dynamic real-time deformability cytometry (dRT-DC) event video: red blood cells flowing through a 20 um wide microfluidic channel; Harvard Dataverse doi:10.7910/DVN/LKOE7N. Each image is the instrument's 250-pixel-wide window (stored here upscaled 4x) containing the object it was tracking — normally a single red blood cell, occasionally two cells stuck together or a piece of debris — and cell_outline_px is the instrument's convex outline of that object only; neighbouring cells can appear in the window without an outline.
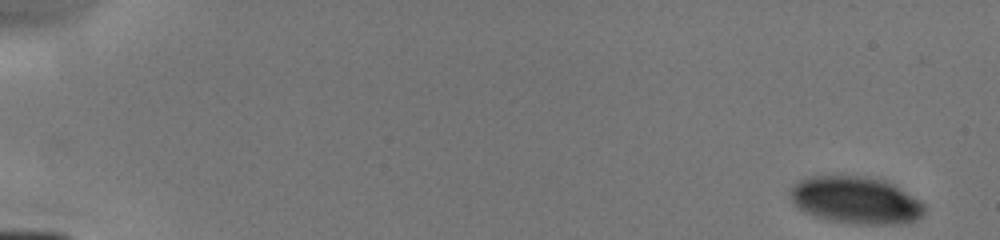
{"species": "human", "species_latin": "Homo sapiens", "temperature_condition": "cold", "stored_images_in_passage": 12, "camera_frame_rate_fps": 3000, "um_per_image_px": 0.085, "donor": {"sex": "male"}, "frame": {"image": 1, "passage_image": 1, "time_ms": 0.0, "image_size_px": [1000, 240], "cell_outline_px": [[924, 212], [916, 220], [888, 224], [856, 224], [828, 220], [804, 212], [792, 200], [788, 192], [796, 180], [808, 176], [864, 176], [888, 180], [920, 200], [924, 204]], "centroid_in_image_um": [72.72, 16.99], "position_along_channel_um": 12.3, "area_um2": 37.05}}
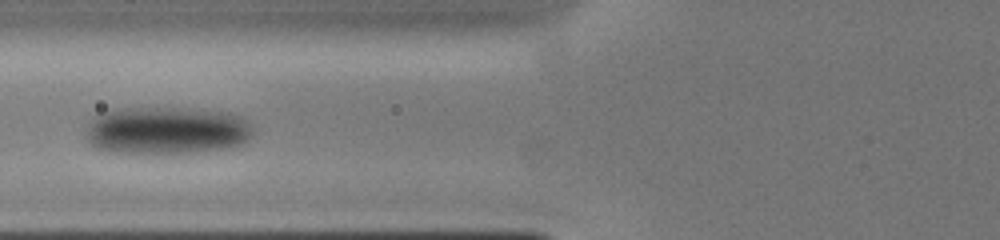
{"frame": {"image": 2, "passage_image": 8, "time_ms": 6.333, "image_size_px": [1000, 240], "cell_outline_px": [[252, 136], [244, 144], [224, 148], [188, 152], [112, 152], [96, 148], [88, 140], [88, 124], [96, 116], [104, 112], [116, 108], [188, 108], [228, 112], [240, 116], [248, 120], [252, 124]], "centroid_in_image_um": [14.22, 11.06], "position_along_channel_um": 111.6, "area_um2": 46.07}}
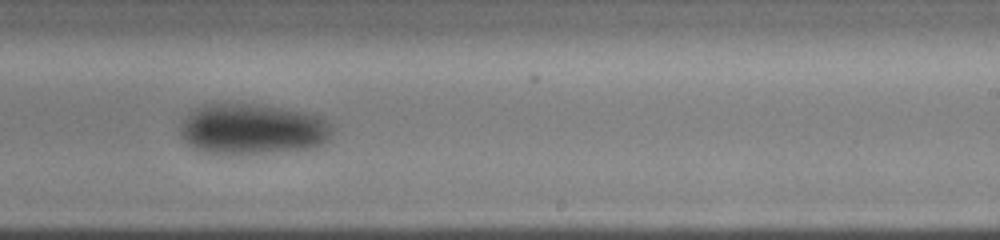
{"frame": {"image": 3, "passage_image": 12, "time_ms": 10.0, "image_size_px": [1000, 240], "cell_outline_px": [[332, 132], [328, 140], [324, 144], [312, 148], [228, 156], [204, 152], [192, 148], [180, 136], [180, 124], [196, 108], [204, 104], [256, 104], [304, 112], [320, 116], [328, 120], [332, 128]], "centroid_in_image_um": [21.45, 11.0], "position_along_channel_um": 267.6, "area_um2": 45.32}}